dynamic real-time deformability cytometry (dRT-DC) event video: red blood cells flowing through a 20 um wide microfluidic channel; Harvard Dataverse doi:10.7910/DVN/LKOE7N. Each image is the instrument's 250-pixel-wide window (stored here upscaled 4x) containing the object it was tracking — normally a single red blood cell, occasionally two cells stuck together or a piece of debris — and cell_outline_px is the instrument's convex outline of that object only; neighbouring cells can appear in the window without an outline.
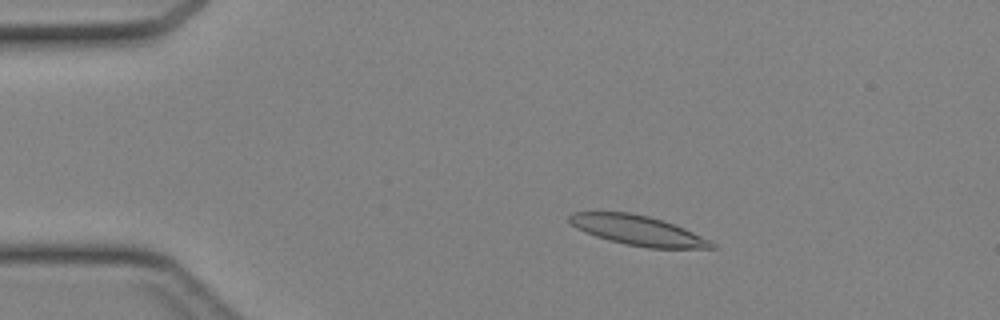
{"species": "Egyptian fruit bat (a non-hibernating species)", "species_latin": "Rousettus aegyptiacus", "temperature_condition": "cold", "stored_images_in_passage": 43, "camera_frame_rate_fps": 3000, "um_per_image_px": 0.085, "animal": {"sex": "female"}, "frame": {"image": 1, "passage_image": 7, "time_ms": 2.0, "image_size_px": [1000, 320], "cell_outline_px": [[716, 248], [648, 248], [624, 244], [596, 236], [576, 228], [568, 220], [568, 216], [572, 212], [628, 212], [648, 216], [684, 228], [716, 244]], "centroid_in_image_um": [54.18, 19.59], "position_along_channel_um": 30.8, "area_um2": 24.33}}
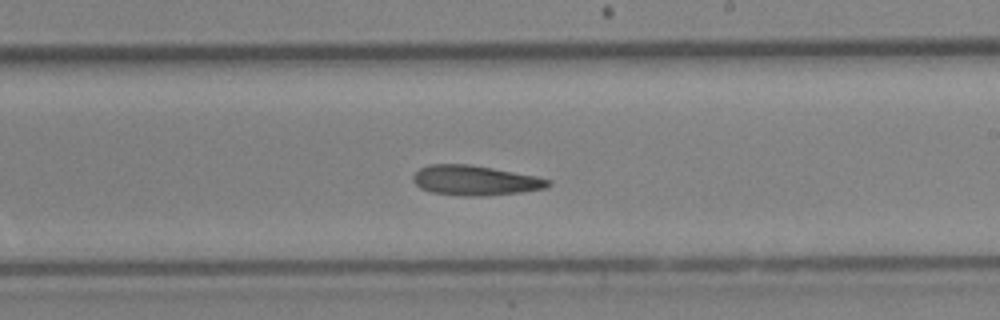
{"frame": {"image": 2, "passage_image": 25, "time_ms": 8.0, "image_size_px": [1000, 320], "cell_outline_px": [[552, 184], [544, 188], [520, 192], [488, 196], [460, 196], [432, 192], [420, 188], [412, 180], [412, 176], [420, 168], [432, 164], [468, 164], [492, 168], [536, 176], [552, 180]], "centroid_in_image_um": [40.38, 15.34], "position_along_channel_um": 248.6, "area_um2": 23.52}}
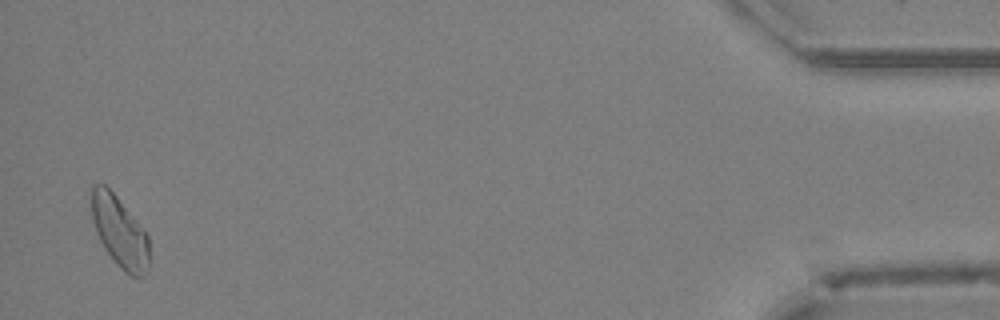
{"frame": {"image": 3, "passage_image": 42, "time_ms": 13.667, "image_size_px": [1000, 320], "cell_outline_px": [[148, 264], [144, 276], [128, 276], [116, 264], [104, 248], [96, 232], [92, 216], [92, 184], [104, 184], [116, 196], [148, 236]], "centroid_in_image_um": [10.15, 19.73], "position_along_channel_um": 425.1, "area_um2": 23.29}}